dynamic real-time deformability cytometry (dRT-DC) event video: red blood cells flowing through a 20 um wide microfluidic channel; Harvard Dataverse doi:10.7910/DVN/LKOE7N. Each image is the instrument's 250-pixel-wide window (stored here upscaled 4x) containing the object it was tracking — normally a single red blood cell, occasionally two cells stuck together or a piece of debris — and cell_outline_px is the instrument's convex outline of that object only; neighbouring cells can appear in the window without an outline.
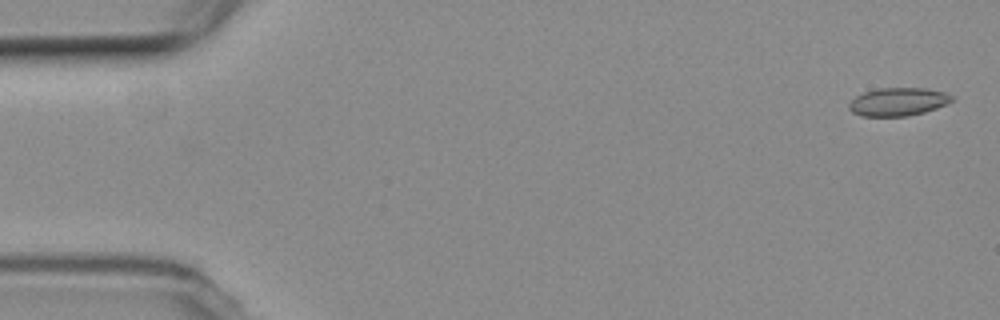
{"species": "common noctule bat (a hibernating species)", "species_latin": "Nyctalus noctula", "temperature_condition": "room temperature", "stored_images_in_passage": 15, "camera_frame_rate_fps": 3000, "um_per_image_px": 0.085, "animal": {"sex": "female", "body_mass_g": 19.3, "forearm_length_mm": 54.1}, "frame": {"image": 1, "passage_image": 1, "time_ms": 0.0, "image_size_px": [1000, 320], "cell_outline_px": [[952, 100], [936, 108], [924, 112], [908, 116], [860, 116], [852, 112], [848, 108], [848, 104], [856, 96], [864, 92], [880, 88], [928, 88], [944, 92], [952, 96]], "centroid_in_image_um": [76.3, 8.65], "position_along_channel_um": 8.7, "area_um2": 16.76}}
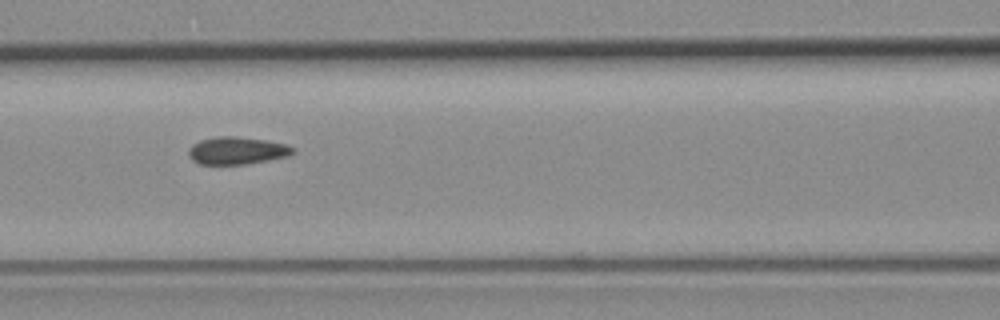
{"frame": {"image": 2, "passage_image": 7, "time_ms": 7.667, "image_size_px": [1000, 320], "cell_outline_px": [[296, 152], [288, 156], [268, 160], [244, 164], [200, 164], [192, 160], [188, 156], [188, 148], [192, 144], [200, 140], [216, 136], [236, 136], [264, 140], [288, 144], [296, 148]], "centroid_in_image_um": [20.15, 12.79], "position_along_channel_um": 146.5, "area_um2": 16.88}}
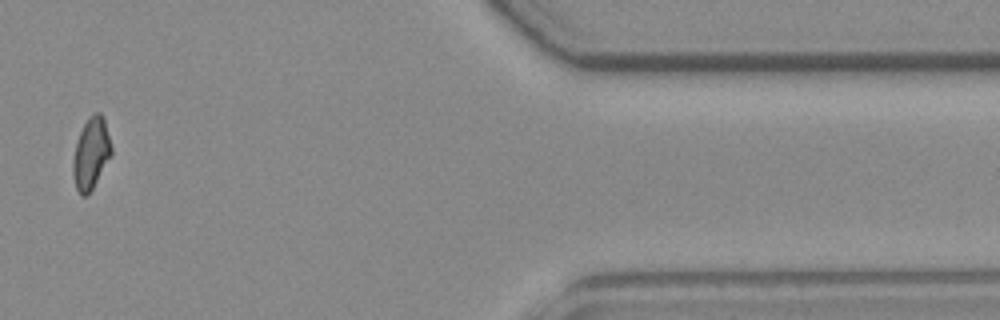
{"frame": {"image": 3, "passage_image": 13, "time_ms": 16.333, "image_size_px": [1000, 320], "cell_outline_px": [[112, 156], [88, 196], [80, 196], [76, 188], [72, 172], [72, 164], [76, 144], [80, 132], [88, 116], [92, 112], [100, 112], [104, 120], [112, 148]], "centroid_in_image_um": [7.74, 13.07], "position_along_channel_um": 403.7, "area_um2": 16.13}}